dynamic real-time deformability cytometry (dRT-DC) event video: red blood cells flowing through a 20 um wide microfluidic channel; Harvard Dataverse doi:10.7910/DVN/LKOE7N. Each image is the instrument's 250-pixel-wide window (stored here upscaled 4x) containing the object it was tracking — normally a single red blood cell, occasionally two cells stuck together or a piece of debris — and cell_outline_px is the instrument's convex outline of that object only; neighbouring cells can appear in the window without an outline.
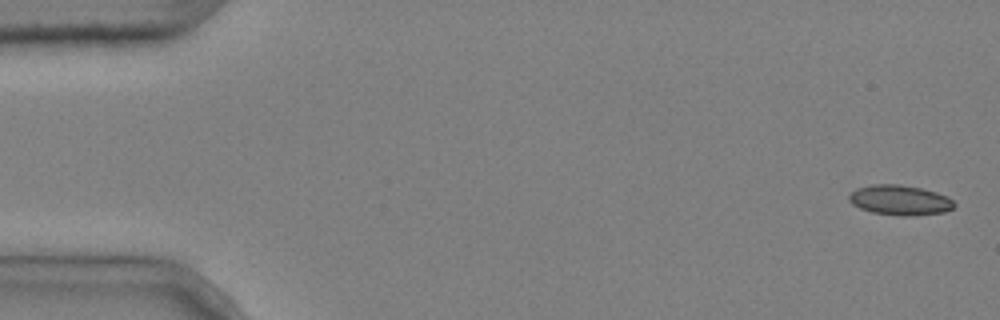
{"species": "common noctule bat (a hibernating species)", "species_latin": "Nyctalus noctula", "temperature_condition": "cold", "stored_images_in_passage": 2, "camera_frame_rate_fps": 3000, "um_per_image_px": 0.085, "animal": {"sex": "male", "body_mass_g": 20.4}, "frame": {"image": 1, "passage_image": 1, "time_ms": 0.0, "image_size_px": [1000, 320], "cell_outline_px": [[956, 204], [952, 208], [944, 212], [908, 216], [900, 216], [872, 212], [860, 208], [852, 204], [848, 200], [848, 196], [856, 188], [872, 184], [900, 184], [920, 188], [936, 192], [948, 196]], "centroid_in_image_um": [76.48, 17.0], "position_along_channel_um": 8.5, "area_um2": 18.44}}